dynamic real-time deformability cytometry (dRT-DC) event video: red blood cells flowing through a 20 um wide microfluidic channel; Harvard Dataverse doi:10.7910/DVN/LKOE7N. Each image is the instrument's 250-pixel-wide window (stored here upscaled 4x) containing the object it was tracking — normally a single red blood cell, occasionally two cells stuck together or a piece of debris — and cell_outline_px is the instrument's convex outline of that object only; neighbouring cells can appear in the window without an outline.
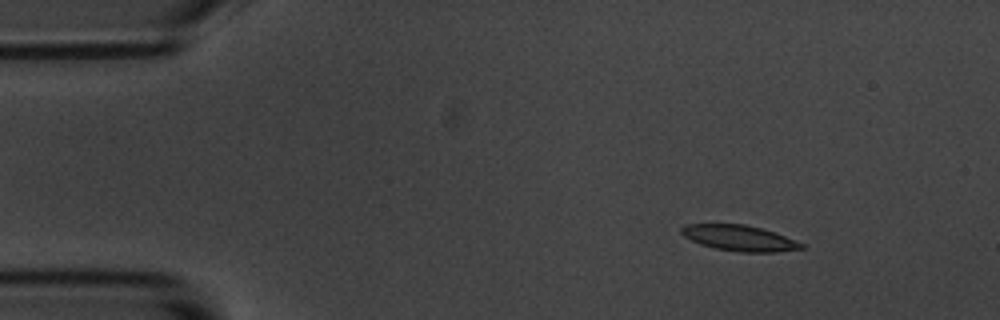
{"species": "common noctule bat (a hibernating species)", "species_latin": "Nyctalus noctula", "temperature_condition": "room temperature", "stored_images_in_passage": 8, "camera_frame_rate_fps": 3000, "um_per_image_px": 0.085, "animal": {"sex": "male", "body_mass_g": 20.1, "forearm_length_mm": 53.5}, "frame": {"image": 1, "passage_image": 2, "time_ms": 1.0, "image_size_px": [1000, 320], "cell_outline_px": [[804, 248], [776, 252], [740, 252], [716, 248], [700, 244], [684, 236], [680, 232], [680, 228], [684, 224], [744, 224], [760, 228], [784, 236], [804, 244]], "centroid_in_image_um": [62.81, 20.23], "position_along_channel_um": 22.2, "area_um2": 17.74}}
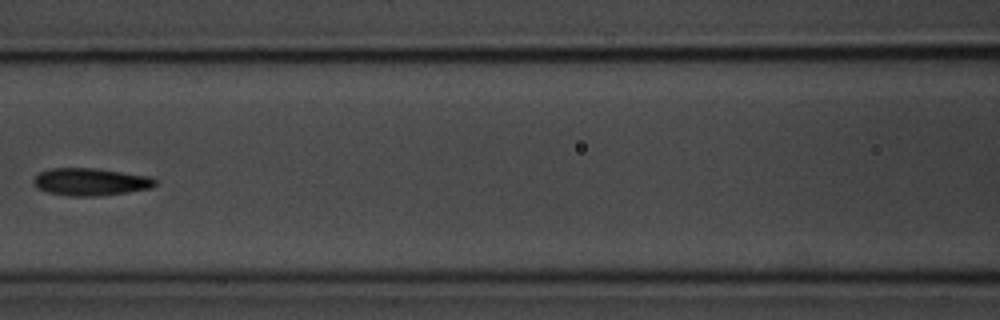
{"frame": {"image": 2, "passage_image": 7, "time_ms": 7.0, "image_size_px": [1000, 320], "cell_outline_px": [[156, 184], [152, 188], [128, 192], [92, 196], [68, 196], [48, 192], [32, 184], [32, 180], [40, 172], [48, 168], [96, 168], [152, 176], [156, 180]], "centroid_in_image_um": [7.71, 15.44], "position_along_channel_um": 158.9, "area_um2": 19.54}}
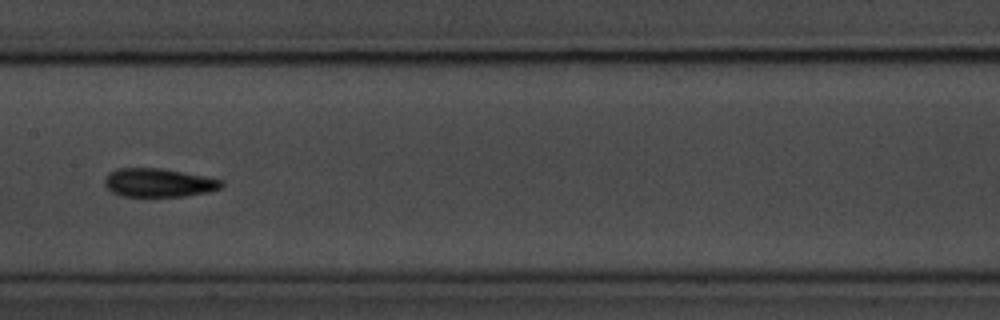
{"frame": {"image": 3, "passage_image": 8, "time_ms": 8.0, "image_size_px": [1000, 320], "cell_outline_px": [[224, 184], [220, 188], [208, 192], [184, 196], [120, 196], [112, 192], [104, 184], [104, 180], [108, 172], [116, 168], [160, 168], [204, 176], [224, 180]], "centroid_in_image_um": [13.46, 15.52], "position_along_channel_um": 193.9, "area_um2": 19.48}}